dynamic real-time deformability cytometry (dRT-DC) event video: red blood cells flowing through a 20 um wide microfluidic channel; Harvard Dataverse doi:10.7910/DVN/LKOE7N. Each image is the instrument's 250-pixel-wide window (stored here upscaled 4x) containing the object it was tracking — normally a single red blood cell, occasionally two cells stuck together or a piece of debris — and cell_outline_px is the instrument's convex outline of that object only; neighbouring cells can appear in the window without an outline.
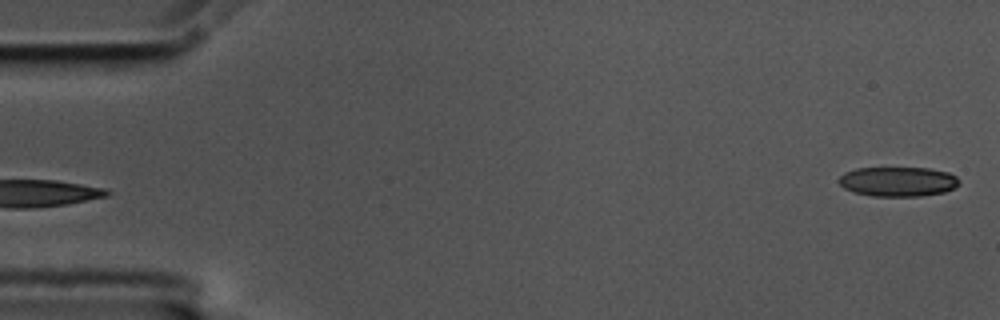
{"species": "common noctule bat (a hibernating species)", "species_latin": "Nyctalus noctula", "temperature_condition": "cold", "stored_images_in_passage": 2, "segment_of_instrument_passage": [2, 2], "camera_frame_rate_fps": 3000, "um_per_image_px": 0.085, "animal": {"sex": "male", "body_mass_g": 17.5, "forearm_length_mm": 52.3}, "frame": {"image": 1, "passage_image": 2, "time_ms": 0.333, "image_size_px": [1000, 320], "cell_outline_px": [[960, 184], [944, 192], [920, 196], [872, 196], [852, 192], [844, 188], [836, 180], [844, 172], [856, 168], [928, 168], [948, 172], [956, 176], [960, 180]], "centroid_in_image_um": [76.3, 15.43], "position_along_channel_um": 8.7, "area_um2": 20.92}}